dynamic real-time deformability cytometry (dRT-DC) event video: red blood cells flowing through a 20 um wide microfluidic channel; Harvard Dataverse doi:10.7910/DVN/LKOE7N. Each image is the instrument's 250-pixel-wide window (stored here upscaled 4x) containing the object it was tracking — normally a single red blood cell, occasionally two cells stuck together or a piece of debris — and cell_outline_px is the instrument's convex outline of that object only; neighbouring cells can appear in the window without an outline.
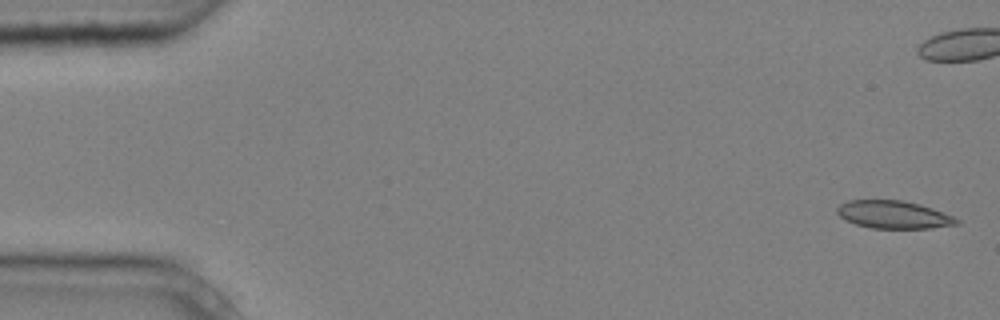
{"species": "common noctule bat (a hibernating species)", "species_latin": "Nyctalus noctula", "temperature_condition": "cold", "stored_images_in_passage": 6, "camera_frame_rate_fps": 3000, "um_per_image_px": 0.085, "animal": {"sex": "male", "body_mass_g": 20.4}, "frame": {"image": 1, "passage_image": 1, "time_ms": 0.0, "image_size_px": [1000, 320], "cell_outline_px": [[960, 224], [928, 228], [872, 228], [856, 224], [840, 216], [836, 212], [836, 208], [840, 204], [848, 200], [900, 200], [920, 204], [932, 208], [952, 216], [960, 220]], "centroid_in_image_um": [75.95, 18.24], "position_along_channel_um": 9.0, "area_um2": 19.19}}
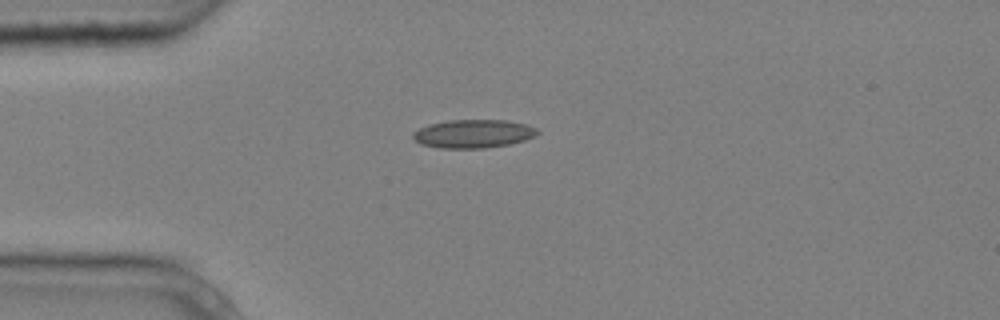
{"frame": {"image": 2, "passage_image": 6, "time_ms": 1.667, "image_size_px": [1000, 320], "cell_outline_px": [[540, 132], [536, 136], [524, 140], [508, 144], [484, 148], [440, 148], [420, 144], [412, 136], [412, 132], [428, 124], [448, 120], [504, 120], [528, 124], [536, 128]], "centroid_in_image_um": [40.24, 11.36], "position_along_channel_um": 44.8, "area_um2": 20.63}}